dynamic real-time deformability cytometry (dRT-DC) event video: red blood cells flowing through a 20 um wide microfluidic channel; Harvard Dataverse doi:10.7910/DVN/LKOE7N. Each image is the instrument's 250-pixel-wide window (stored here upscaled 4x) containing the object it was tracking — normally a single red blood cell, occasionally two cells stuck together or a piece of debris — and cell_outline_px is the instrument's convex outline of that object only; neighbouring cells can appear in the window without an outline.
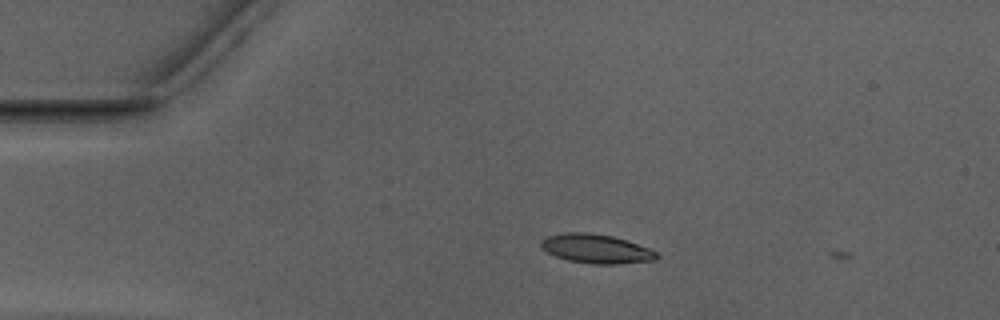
{"species": "Egyptian fruit bat (a non-hibernating species)", "species_latin": "Rousettus aegyptiacus", "temperature_condition": "warm", "stored_images_in_passage": 5, "camera_frame_rate_fps": 3000, "um_per_image_px": 0.085, "animal": {"sex": "male"}, "frame": {"image": 1, "passage_image": 4, "time_ms": 1.0, "image_size_px": [1000, 320], "cell_outline_px": [[660, 256], [656, 260], [616, 264], [596, 264], [568, 260], [556, 256], [540, 248], [540, 240], [548, 236], [564, 232], [588, 232], [612, 236], [628, 240], [648, 248], [656, 252]], "centroid_in_image_um": [50.67, 21.13], "position_along_channel_um": 34.3, "area_um2": 19.65}}